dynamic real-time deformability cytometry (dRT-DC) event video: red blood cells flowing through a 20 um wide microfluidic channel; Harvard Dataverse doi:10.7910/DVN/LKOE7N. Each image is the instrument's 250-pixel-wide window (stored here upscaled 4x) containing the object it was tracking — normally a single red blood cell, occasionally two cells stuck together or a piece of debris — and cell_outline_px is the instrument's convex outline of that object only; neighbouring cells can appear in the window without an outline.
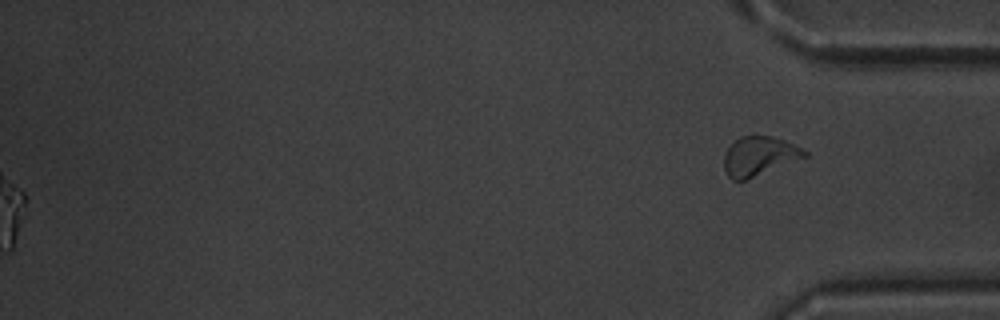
{"species": "common noctule bat (a hibernating species)", "species_latin": "Nyctalus noctula", "temperature_condition": "warm", "stored_images_in_passage": 43, "segment_of_instrument_passage": [2, 2], "camera_frame_rate_fps": 3000, "um_per_image_px": 0.085, "animal": {"sex": "male", "body_mass_g": 20.1, "forearm_length_mm": 53.5}, "frame": {"image": 1, "passage_image": 43, "time_ms": 14.0, "image_size_px": [1000, 320], "cell_outline_px": [[808, 156], [744, 180], [732, 180], [728, 176], [724, 168], [724, 152], [740, 136], [772, 136], [784, 140], [808, 152]], "centroid_in_image_um": [64.51, 13.26], "position_along_channel_um": 370.7, "area_um2": 18.03}}